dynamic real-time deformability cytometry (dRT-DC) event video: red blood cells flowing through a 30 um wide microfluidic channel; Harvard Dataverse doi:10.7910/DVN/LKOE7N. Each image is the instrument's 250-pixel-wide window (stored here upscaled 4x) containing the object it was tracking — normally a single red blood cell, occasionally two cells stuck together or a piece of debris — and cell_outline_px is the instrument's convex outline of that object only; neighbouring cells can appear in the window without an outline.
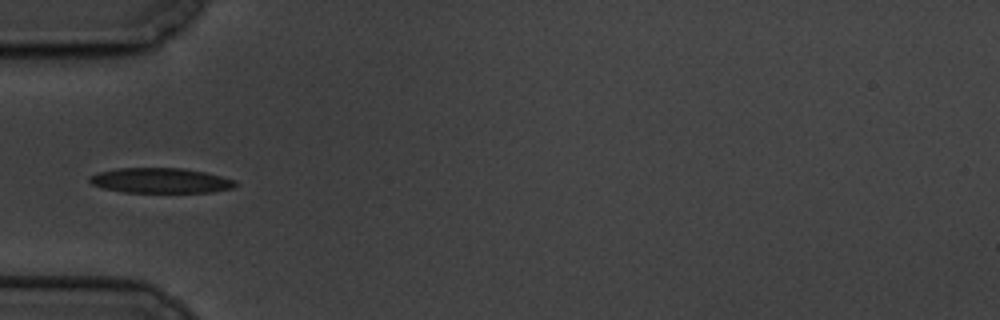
{"species": "common noctule bat (a hibernating species)", "species_latin": "Nyctalus noctula", "temperature_condition": "cold", "stored_images_in_passage": 15, "camera_frame_rate_fps": 3000, "um_per_image_px": 0.085, "animal": {"sex": "male", "body_mass_g": 19.5, "forearm_length_mm": 54.6}, "frame": {"image": 1, "passage_image": 5, "time_ms": 5.333, "image_size_px": [1000, 320], "cell_outline_px": [[236, 184], [232, 188], [212, 192], [124, 192], [104, 188], [92, 184], [88, 180], [88, 176], [96, 172], [116, 168], [184, 168], [204, 172], [236, 180]], "centroid_in_image_um": [13.6, 15.34], "position_along_channel_um": 71.4, "area_um2": 21.33}}
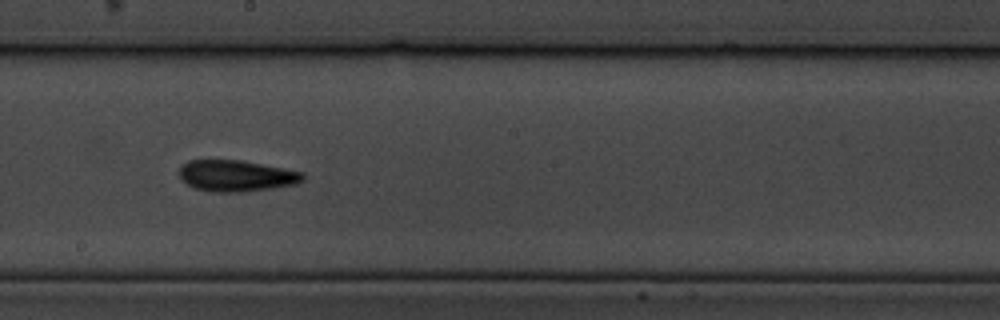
{"frame": {"image": 2, "passage_image": 9, "time_ms": 10.0, "image_size_px": [1000, 320], "cell_outline_px": [[304, 180], [296, 184], [272, 188], [244, 192], [212, 192], [196, 188], [188, 184], [180, 176], [180, 168], [188, 160], [244, 160], [304, 172]], "centroid_in_image_um": [20.14, 14.94], "position_along_channel_um": 228.1, "area_um2": 22.54}}
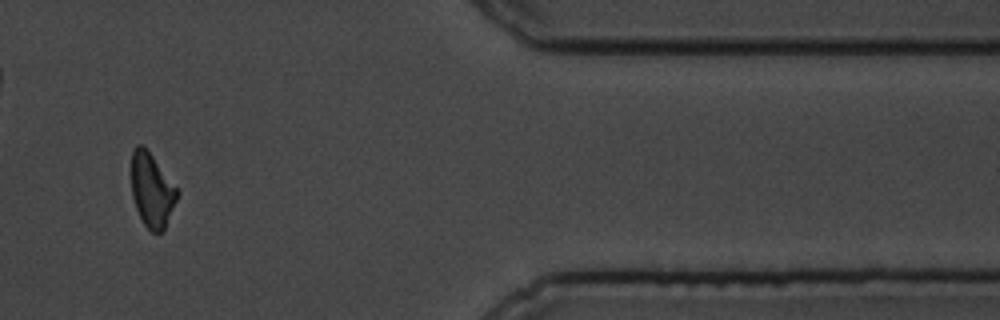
{"frame": {"image": 3, "passage_image": 14, "time_ms": 16.0, "image_size_px": [1000, 320], "cell_outline_px": [[180, 192], [164, 232], [152, 232], [144, 224], [136, 208], [132, 196], [132, 152], [136, 144], [140, 144], [152, 156]], "centroid_in_image_um": [12.92, 16.21], "position_along_channel_um": 398.5, "area_um2": 19.48}, "authors_computed_cell_mechanics": {"area_um2": 21.2704, "velocity_mm_per_s": 3.3627, "shape_relaxation_time_tau1_ms": 3.1461, "shape_relaxation_time_tau2_ms": 7.5226, "deformation_change_tau1": 0.0836, "deformation_change_tau2": 0.1292}}